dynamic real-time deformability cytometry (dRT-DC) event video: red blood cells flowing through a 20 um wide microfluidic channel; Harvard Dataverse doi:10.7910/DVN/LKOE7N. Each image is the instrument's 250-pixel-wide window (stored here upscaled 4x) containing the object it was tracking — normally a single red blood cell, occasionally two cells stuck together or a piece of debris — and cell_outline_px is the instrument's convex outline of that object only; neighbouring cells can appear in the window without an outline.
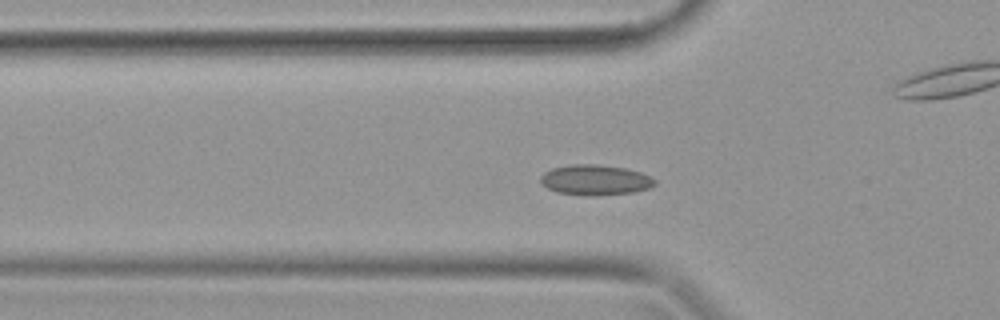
{"species": "common noctule bat (a hibernating species)", "species_latin": "Nyctalus noctula", "temperature_condition": "warm", "stored_images_in_passage": 31, "camera_frame_rate_fps": 3000, "um_per_image_px": 0.085, "animal": {"sex": "female", "body_mass_g": 19.9}, "frame": {"image": 1, "passage_image": 4, "time_ms": 1.0, "image_size_px": [1000, 320], "cell_outline_px": [[656, 184], [648, 188], [632, 192], [592, 196], [584, 196], [556, 192], [548, 188], [540, 180], [540, 176], [544, 172], [552, 168], [572, 164], [600, 164], [624, 168], [640, 172], [652, 176], [656, 180]], "centroid_in_image_um": [50.6, 15.29], "position_along_channel_um": 75.2, "area_um2": 20.29}}
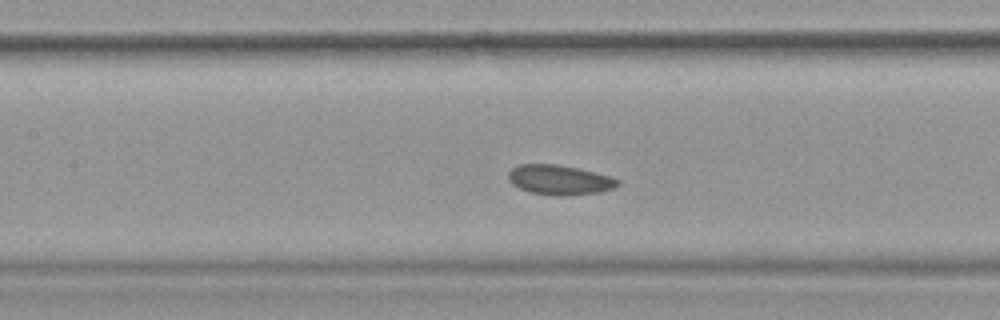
{"frame": {"image": 2, "passage_image": 9, "time_ms": 2.667, "image_size_px": [1000, 320], "cell_outline_px": [[620, 184], [612, 188], [600, 192], [564, 196], [556, 196], [528, 192], [512, 184], [508, 180], [508, 172], [512, 168], [520, 164], [556, 164], [576, 168], [612, 176], [620, 180]], "centroid_in_image_um": [47.55, 15.29], "position_along_channel_um": 159.9, "area_um2": 19.07}}
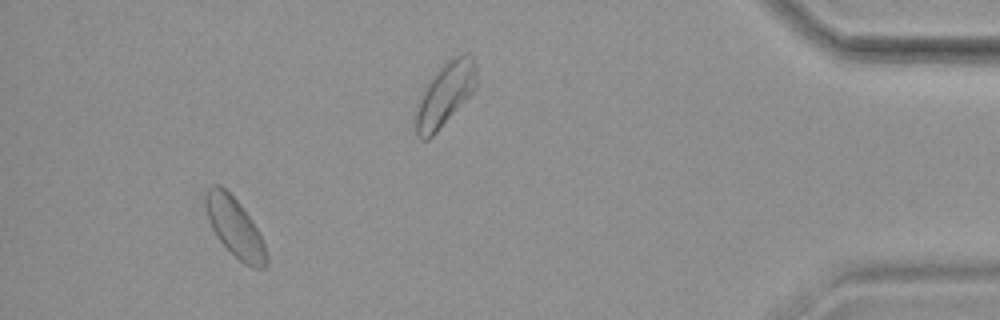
{"frame": {"image": 3, "passage_image": 28, "time_ms": 9.0, "image_size_px": [1000, 320], "cell_outline_px": [[268, 264], [264, 268], [252, 268], [244, 264], [216, 236], [208, 220], [204, 200], [204, 192], [212, 184], [220, 184], [240, 204], [252, 220], [264, 244], [268, 256]], "centroid_in_image_um": [19.95, 19.31], "position_along_channel_um": 415.3, "area_um2": 20.87}}